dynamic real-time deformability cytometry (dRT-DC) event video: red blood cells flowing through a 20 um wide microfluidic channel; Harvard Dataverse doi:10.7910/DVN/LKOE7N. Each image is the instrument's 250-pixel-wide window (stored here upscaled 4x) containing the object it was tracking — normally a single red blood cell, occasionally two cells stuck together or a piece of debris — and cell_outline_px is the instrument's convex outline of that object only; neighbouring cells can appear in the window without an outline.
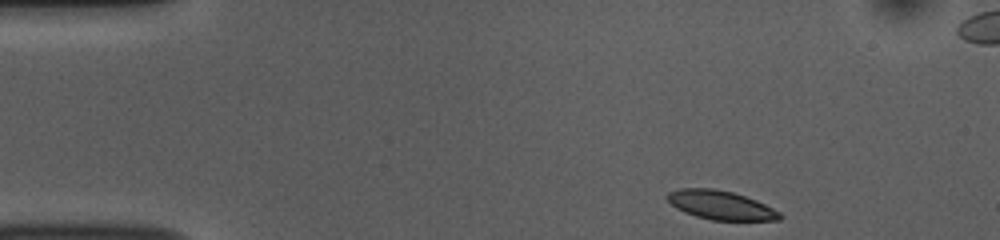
{"species": "common noctule bat (a hibernating species)", "species_latin": "Nyctalus noctula", "temperature_condition": "room temperature", "stored_images_in_passage": 47, "camera_frame_rate_fps": 3000, "um_per_image_px": 0.085, "animal": {"sex": "female", "body_mass_g": 10.0, "forearm_length_mm": 53.1}, "frame": {"image": 1, "passage_image": 1, "time_ms": 0.0, "image_size_px": [1000, 240], "cell_outline_px": [[784, 216], [780, 220], [712, 220], [696, 216], [684, 212], [676, 208], [664, 196], [668, 192], [680, 188], [712, 188], [732, 192], [756, 200], [780, 212]], "centroid_in_image_um": [61.24, 17.43], "position_along_channel_um": 23.8, "area_um2": 18.9}}
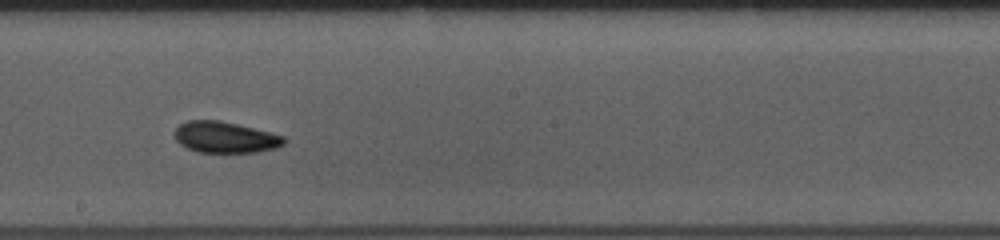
{"frame": {"image": 2, "passage_image": 23, "time_ms": 7.333, "image_size_px": [1000, 240], "cell_outline_px": [[288, 140], [284, 144], [276, 148], [256, 152], [196, 152], [180, 144], [176, 140], [176, 128], [180, 124], [188, 120], [220, 120], [284, 136]], "centroid_in_image_um": [19.15, 11.67], "position_along_channel_um": 229.1, "area_um2": 19.71}}
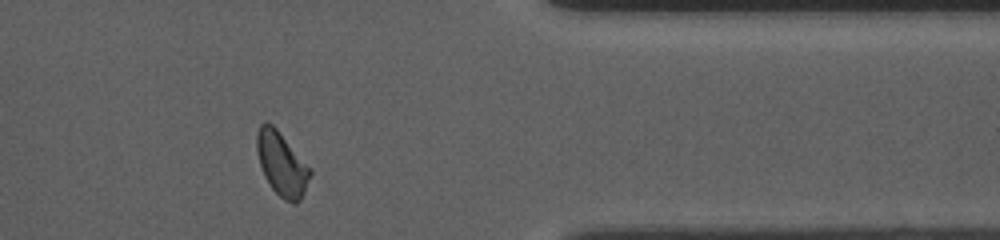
{"frame": {"image": 3, "passage_image": 37, "time_ms": 12.0, "image_size_px": [1000, 240], "cell_outline_px": [[312, 172], [304, 192], [300, 200], [296, 204], [292, 204], [284, 200], [272, 188], [264, 176], [260, 164], [256, 148], [256, 132], [260, 124], [272, 124], [276, 128], [312, 168]], "centroid_in_image_um": [23.96, 13.95], "position_along_channel_um": 387.4, "area_um2": 19.77}, "authors_computed_cell_mechanics": {"area_um2": 19.5364, "velocity_mm_per_s": 3.7622, "shape_relaxation_time_tau1_ms": 1.5638, "shape_relaxation_time_tau2_ms": 3.5618, "deformation_change_tau1": 0.0994, "deformation_change_tau2": 0.0915}}